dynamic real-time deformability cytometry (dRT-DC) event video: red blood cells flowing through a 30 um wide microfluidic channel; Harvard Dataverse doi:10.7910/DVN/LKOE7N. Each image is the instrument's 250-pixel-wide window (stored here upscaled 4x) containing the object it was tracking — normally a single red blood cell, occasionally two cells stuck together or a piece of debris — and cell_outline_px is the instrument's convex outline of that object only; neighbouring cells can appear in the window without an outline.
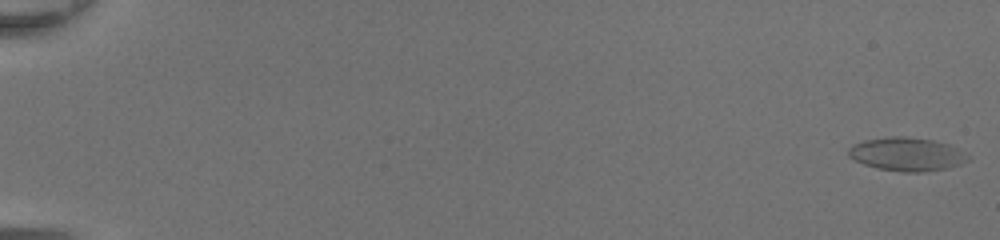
{"species": "common noctule bat (a hibernating species)", "species_latin": "Nyctalus noctula", "temperature_condition": "room temperature", "stored_images_in_passage": 50, "camera_frame_rate_fps": 3000, "um_per_image_px": 0.085, "animal": {"sex": "female", "body_mass_g": 20.0, "forearm_length_mm": 54.0}, "frame": {"image": 1, "passage_image": 1, "time_ms": 0.0, "image_size_px": [1000, 240], "cell_outline_px": [[972, 160], [948, 168], [920, 172], [900, 172], [876, 168], [864, 164], [848, 156], [848, 148], [852, 144], [864, 140], [892, 136], [904, 136], [932, 140], [948, 144], [964, 152]], "centroid_in_image_um": [77.07, 13.11], "position_along_channel_um": 7.9, "area_um2": 23.35}}
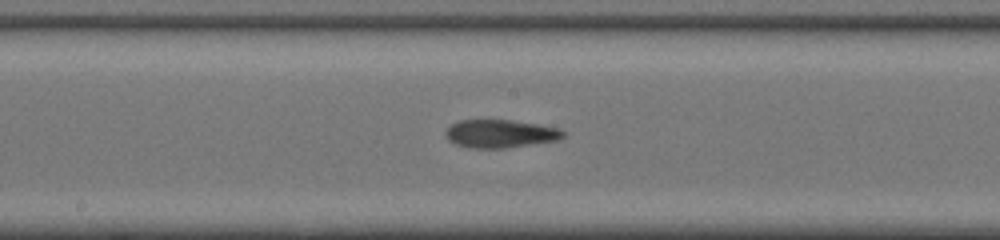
{"frame": {"image": 2, "passage_image": 29, "time_ms": 9.333, "image_size_px": [1000, 240], "cell_outline_px": [[564, 136], [560, 140], [504, 148], [468, 148], [456, 144], [448, 140], [444, 136], [444, 132], [452, 124], [460, 120], [512, 120], [560, 128], [564, 132]], "centroid_in_image_um": [42.51, 11.37], "position_along_channel_um": 205.7, "area_um2": 19.31}}
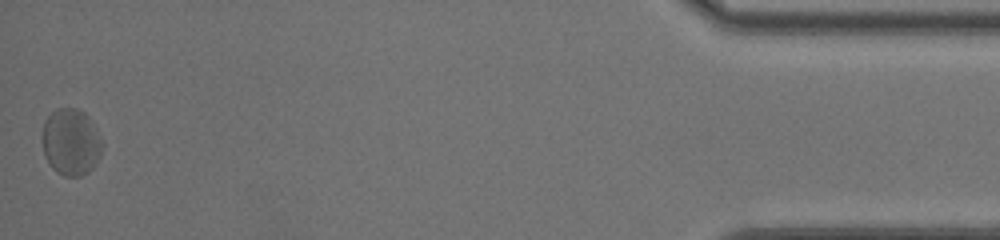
{"frame": {"image": 3, "passage_image": 50, "time_ms": 16.333, "image_size_px": [1000, 240], "cell_outline_px": [[104, 144], [100, 156], [92, 168], [88, 172], [80, 176], [64, 176], [56, 172], [52, 168], [44, 156], [40, 136], [44, 120], [56, 108], [80, 108], [88, 116]], "centroid_in_image_um": [6.0, 12.06], "position_along_channel_um": 429.2, "area_um2": 23.76}, "authors_computed_cell_mechanics": {"area_um2": 20.519, "velocity_mm_per_s": 4.3213, "shape_relaxation_time_tau1_ms": 7.2115, "shape_relaxation_time_tau2_ms": 2.366, "deformation_change_tau1": 0.1683, "deformation_change_tau2": 0.1027}}